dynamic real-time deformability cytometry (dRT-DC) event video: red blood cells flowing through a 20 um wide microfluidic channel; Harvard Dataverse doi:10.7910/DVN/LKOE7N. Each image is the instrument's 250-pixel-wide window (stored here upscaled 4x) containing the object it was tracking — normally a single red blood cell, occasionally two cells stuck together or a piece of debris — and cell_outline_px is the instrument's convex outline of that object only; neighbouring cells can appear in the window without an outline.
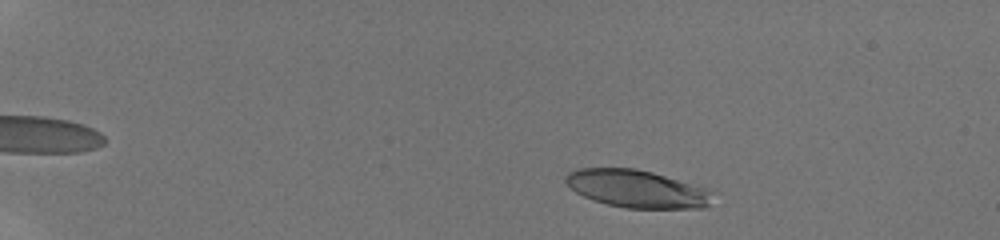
{"species": "human", "species_latin": "Homo sapiens", "temperature_condition": "room temperature", "stored_images_in_passage": 42, "camera_frame_rate_fps": 3000, "um_per_image_px": 0.085, "donor": {"sex": "male"}, "frame": {"image": 1, "passage_image": 7, "time_ms": 1.333, "image_size_px": [1000, 240], "cell_outline_px": [[720, 192], [704, 208], [628, 208], [608, 204], [592, 200], [576, 192], [564, 180], [564, 176], [568, 172], [580, 168], [636, 168], [652, 172], [708, 188]], "centroid_in_image_um": [54.21, 16.04], "position_along_channel_um": 30.8, "area_um2": 32.54}}
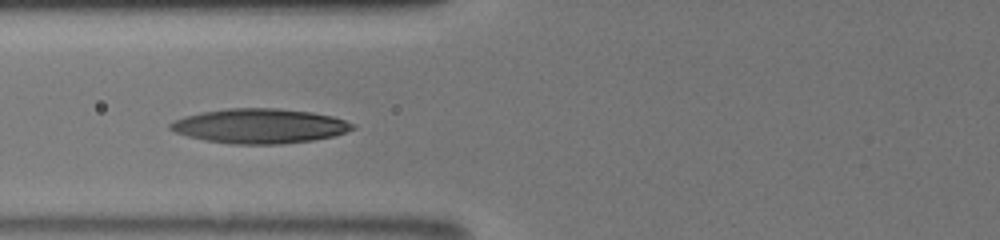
{"frame": {"image": 2, "passage_image": 30, "time_ms": 6.0, "image_size_px": [1000, 240], "cell_outline_px": [[356, 128], [332, 136], [312, 140], [280, 144], [232, 144], [204, 140], [188, 136], [176, 132], [168, 128], [168, 124], [172, 120], [184, 116], [200, 112], [228, 108], [276, 108], [312, 112], [332, 116], [356, 124]], "centroid_in_image_um": [22.04, 10.7], "position_along_channel_um": 103.8, "area_um2": 36.88}}
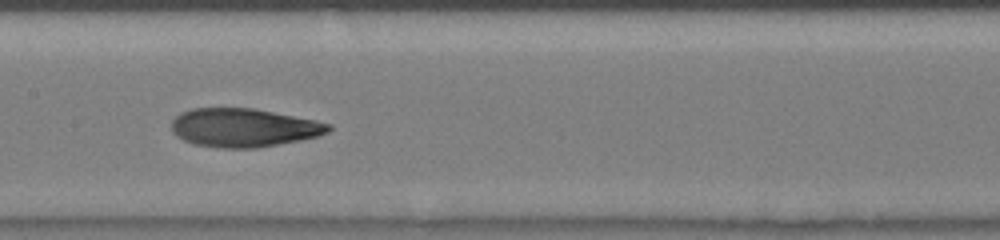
{"frame": {"image": 3, "passage_image": 41, "time_ms": 8.0, "image_size_px": [1000, 240], "cell_outline_px": [[332, 128], [328, 132], [316, 136], [300, 140], [256, 148], [220, 148], [196, 144], [184, 140], [176, 136], [172, 132], [172, 120], [180, 112], [192, 108], [252, 108], [316, 120], [332, 124]], "centroid_in_image_um": [20.7, 10.85], "position_along_channel_um": 186.7, "area_um2": 35.2}}